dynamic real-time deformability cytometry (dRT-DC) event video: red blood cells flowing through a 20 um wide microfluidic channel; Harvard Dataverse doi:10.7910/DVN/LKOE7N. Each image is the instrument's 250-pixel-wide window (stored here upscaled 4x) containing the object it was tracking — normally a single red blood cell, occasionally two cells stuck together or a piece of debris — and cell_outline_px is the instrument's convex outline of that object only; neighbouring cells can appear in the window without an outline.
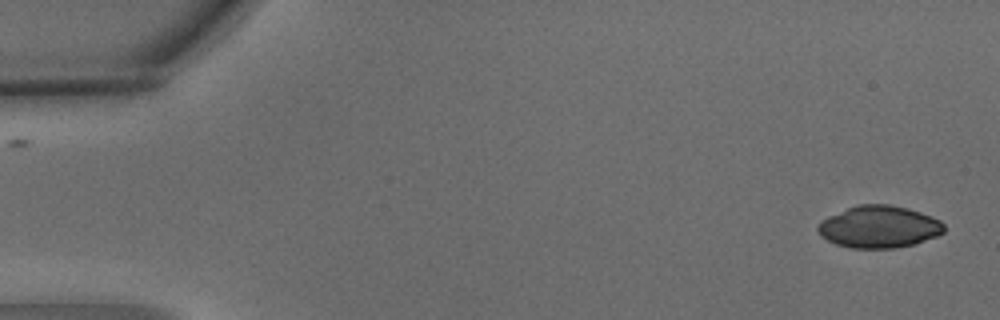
{"species": "common noctule bat (a hibernating species)", "species_latin": "Nyctalus noctula", "temperature_condition": "warm", "stored_images_in_passage": 2, "camera_frame_rate_fps": 3000, "um_per_image_px": 0.085, "animal": {"sex": "male", "body_mass_g": 15.6}, "frame": {"image": 1, "passage_image": 2, "time_ms": 0.333, "image_size_px": [1000, 320], "cell_outline_px": [[944, 232], [936, 236], [916, 244], [892, 248], [852, 248], [836, 244], [820, 236], [816, 228], [820, 220], [828, 216], [848, 208], [860, 204], [888, 204], [908, 208], [932, 216], [940, 220], [944, 224]], "centroid_in_image_um": [74.71, 19.28], "position_along_channel_um": 10.3, "area_um2": 31.04}}